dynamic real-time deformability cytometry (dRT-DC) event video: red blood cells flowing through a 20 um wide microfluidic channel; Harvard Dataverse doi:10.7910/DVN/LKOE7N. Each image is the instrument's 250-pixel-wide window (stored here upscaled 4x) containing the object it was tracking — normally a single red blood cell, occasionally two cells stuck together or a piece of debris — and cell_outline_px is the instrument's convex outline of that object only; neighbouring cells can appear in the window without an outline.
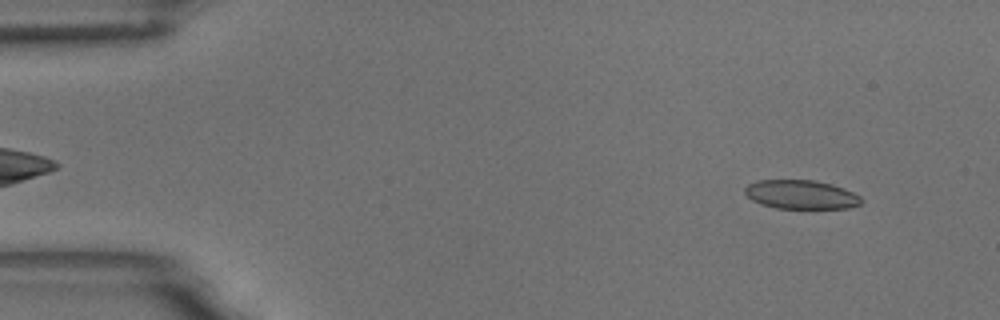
{"species": "common noctule bat (a hibernating species)", "species_latin": "Nyctalus noctula", "temperature_condition": "room temperature", "stored_images_in_passage": 55, "camera_frame_rate_fps": 3000, "um_per_image_px": 0.085, "animal": {"sex": "male", "body_mass_g": 18.8}, "frame": {"image": 1, "passage_image": 5, "time_ms": 1.333, "image_size_px": [1000, 320], "cell_outline_px": [[864, 200], [860, 204], [848, 208], [776, 208], [760, 204], [752, 200], [744, 192], [744, 188], [748, 184], [756, 180], [816, 180], [832, 184], [844, 188], [860, 196]], "centroid_in_image_um": [68.08, 16.53], "position_along_channel_um": 16.9, "area_um2": 19.71}}
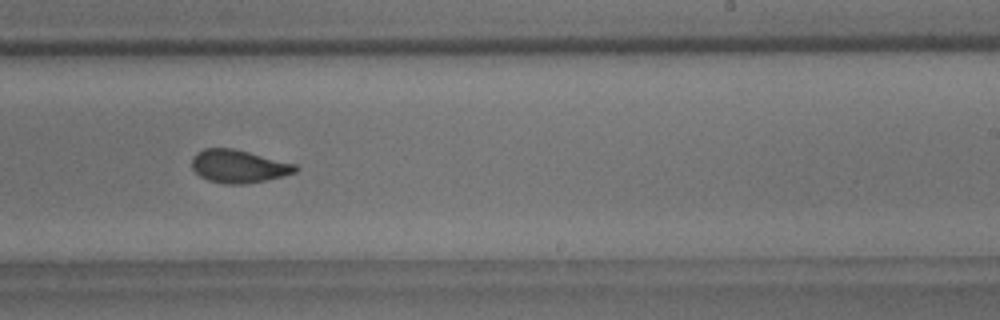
{"frame": {"image": 2, "passage_image": 34, "time_ms": 11.0, "image_size_px": [1000, 320], "cell_outline_px": [[300, 168], [296, 172], [284, 176], [244, 184], [224, 184], [208, 180], [200, 176], [192, 168], [192, 156], [196, 152], [204, 148], [232, 148], [296, 164]], "centroid_in_image_um": [20.27, 14.13], "position_along_channel_um": 268.7, "area_um2": 19.88}}
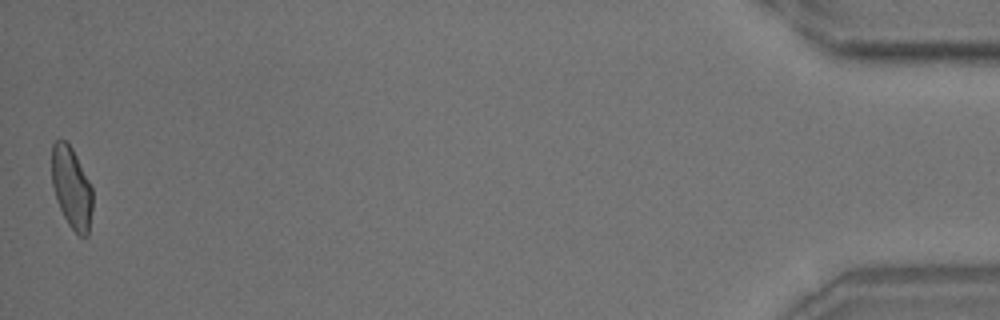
{"frame": {"image": 3, "passage_image": 55, "time_ms": 18.0, "image_size_px": [1000, 320], "cell_outline_px": [[92, 212], [88, 236], [80, 236], [68, 224], [56, 200], [52, 184], [52, 144], [56, 140], [68, 140], [92, 188]], "centroid_in_image_um": [6.08, 15.95], "position_along_channel_um": 429.1, "area_um2": 19.31}, "authors_computed_cell_mechanics": {"area_um2": 20.1722, "velocity_mm_per_s": 3.633, "shape_relaxation_time_tau1_ms": 6.3271, "shape_relaxation_time_tau2_ms": 1.2119, "deformation_change_tau1": 0.1434, "deformation_change_tau2": 0.0587}}